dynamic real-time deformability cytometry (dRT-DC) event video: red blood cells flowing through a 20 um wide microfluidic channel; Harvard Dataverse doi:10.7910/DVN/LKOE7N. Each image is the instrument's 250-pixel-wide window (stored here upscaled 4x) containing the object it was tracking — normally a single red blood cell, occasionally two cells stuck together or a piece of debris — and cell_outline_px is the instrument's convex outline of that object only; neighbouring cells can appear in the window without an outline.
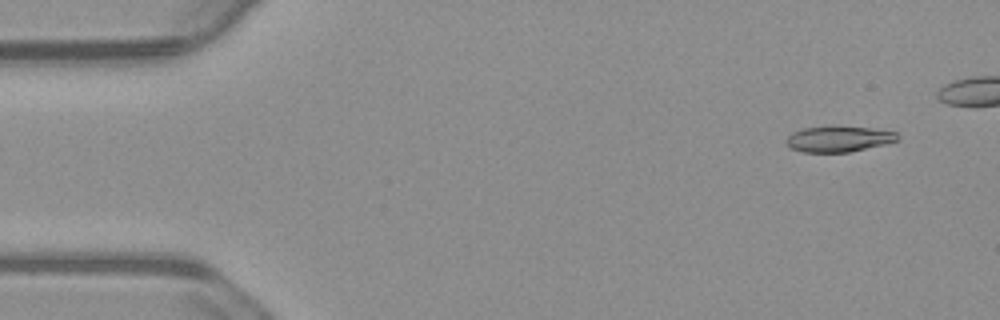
{"species": "common noctule bat (a hibernating species)", "species_latin": "Nyctalus noctula", "temperature_condition": "warm", "stored_images_in_passage": 42, "camera_frame_rate_fps": 3000, "um_per_image_px": 0.085, "animal": {"sex": "male", "body_mass_g": 23.1, "forearm_length_mm": 52.7}, "frame": {"image": 1, "passage_image": 1, "time_ms": 0.0, "image_size_px": [1000, 320], "cell_outline_px": [[900, 140], [884, 144], [848, 152], [804, 152], [792, 148], [784, 140], [792, 132], [804, 128], [828, 124], [836, 124], [872, 128], [896, 132], [900, 136]], "centroid_in_image_um": [71.3, 11.77], "position_along_channel_um": 13.7, "area_um2": 17.22}}
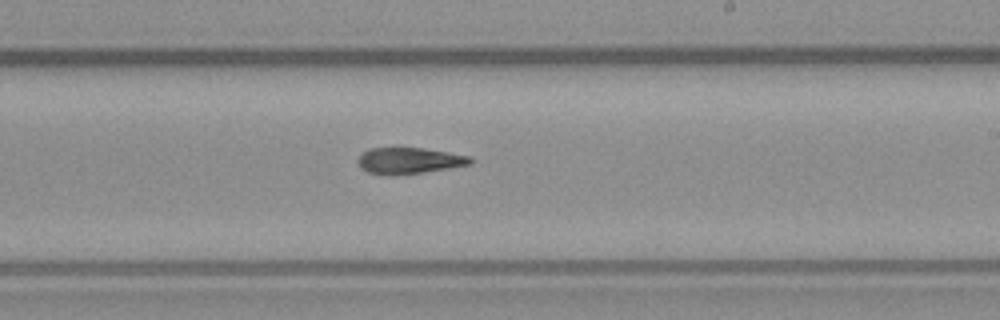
{"frame": {"image": 2, "passage_image": 29, "time_ms": 9.333, "image_size_px": [1000, 320], "cell_outline_px": [[472, 164], [420, 172], [368, 172], [360, 168], [360, 156], [368, 148], [396, 144], [400, 144], [472, 156]], "centroid_in_image_um": [34.8, 13.54], "position_along_channel_um": 254.2, "area_um2": 17.05}}
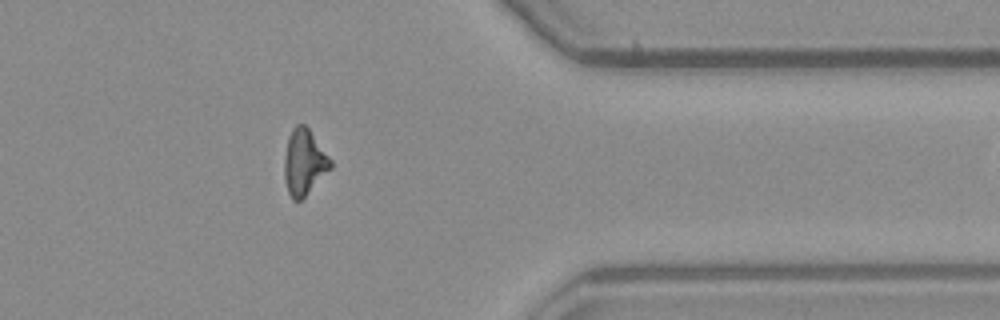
{"frame": {"image": 3, "passage_image": 41, "time_ms": 13.333, "image_size_px": [1000, 320], "cell_outline_px": [[332, 168], [300, 200], [292, 200], [288, 192], [284, 180], [284, 156], [288, 136], [292, 128], [296, 124], [304, 124], [308, 128], [332, 160]], "centroid_in_image_um": [25.84, 13.77], "position_along_channel_um": 385.6, "area_um2": 17.69}}